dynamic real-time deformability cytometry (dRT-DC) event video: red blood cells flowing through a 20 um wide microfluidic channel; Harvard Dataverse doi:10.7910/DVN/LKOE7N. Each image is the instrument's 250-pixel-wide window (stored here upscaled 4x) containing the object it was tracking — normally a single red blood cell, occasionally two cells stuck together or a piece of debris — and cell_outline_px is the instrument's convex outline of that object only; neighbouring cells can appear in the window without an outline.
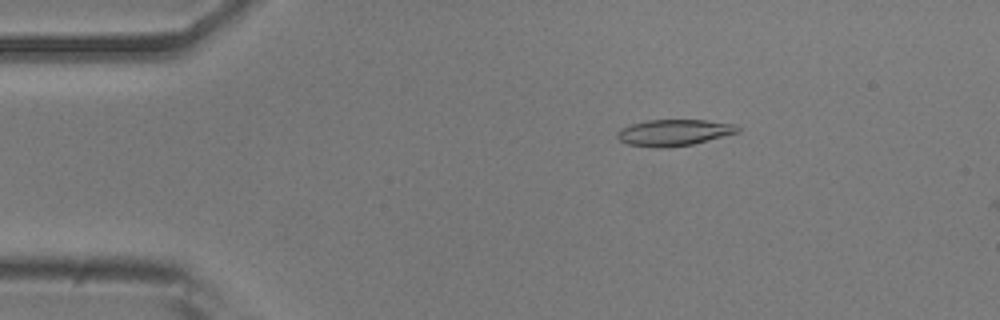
{"species": "common noctule bat (a hibernating species)", "species_latin": "Nyctalus noctula", "temperature_condition": "room temperature", "stored_images_in_passage": 11, "camera_frame_rate_fps": 3000, "um_per_image_px": 0.085, "animal": {"sex": "male", "body_mass_g": 20.5, "forearm_length_mm": 52.5}, "frame": {"image": 1, "passage_image": 9, "time_ms": 2.667, "image_size_px": [1000, 320], "cell_outline_px": [[740, 132], [692, 144], [660, 148], [656, 148], [628, 144], [620, 140], [616, 136], [616, 132], [620, 128], [632, 124], [648, 120], [704, 120], [736, 124], [740, 128]], "centroid_in_image_um": [57.28, 11.26], "position_along_channel_um": 27.7, "area_um2": 18.44}}